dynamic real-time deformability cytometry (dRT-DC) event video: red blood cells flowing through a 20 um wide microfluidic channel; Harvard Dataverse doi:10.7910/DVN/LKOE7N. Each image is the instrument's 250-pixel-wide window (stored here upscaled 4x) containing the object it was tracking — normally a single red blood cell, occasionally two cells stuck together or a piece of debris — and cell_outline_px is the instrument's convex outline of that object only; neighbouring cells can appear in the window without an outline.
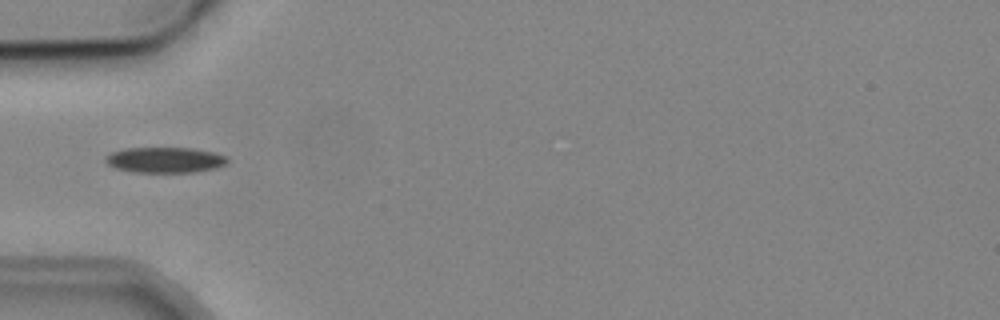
{"species": "common noctule bat (a hibernating species)", "species_latin": "Nyctalus noctula", "temperature_condition": "cold", "stored_images_in_passage": 7, "camera_frame_rate_fps": 3000, "um_per_image_px": 0.085, "animal": {"sex": "male", "body_mass_g": 19.2, "forearm_length_mm": 51.8}, "frame": {"image": 1, "passage_image": 6, "time_ms": 6.0, "image_size_px": [1000, 320], "cell_outline_px": [[228, 160], [224, 164], [216, 168], [192, 172], [132, 172], [116, 168], [108, 164], [104, 160], [104, 156], [112, 152], [124, 148], [192, 148], [212, 152], [228, 156]], "centroid_in_image_um": [13.99, 13.59], "position_along_channel_um": 71.0, "area_um2": 18.15}}